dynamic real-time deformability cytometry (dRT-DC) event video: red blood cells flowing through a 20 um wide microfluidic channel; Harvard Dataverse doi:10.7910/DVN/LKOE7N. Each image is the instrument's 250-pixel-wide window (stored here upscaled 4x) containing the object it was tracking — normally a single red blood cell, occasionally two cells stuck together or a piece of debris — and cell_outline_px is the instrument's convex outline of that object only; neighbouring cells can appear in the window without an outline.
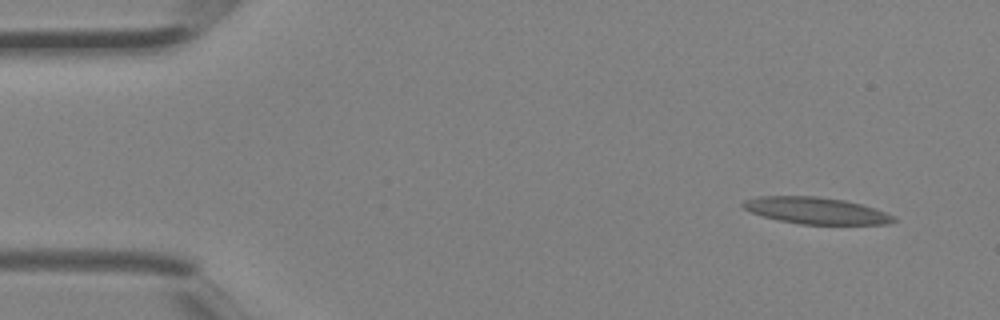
{"species": "Egyptian fruit bat (a non-hibernating species)", "species_latin": "Rousettus aegyptiacus", "temperature_condition": "room temperature", "stored_images_in_passage": 3, "camera_frame_rate_fps": 3000, "um_per_image_px": 0.085, "animal": {"sex": "female"}, "frame": {"image": 1, "passage_image": 1, "time_ms": 0.0, "image_size_px": [1000, 320], "cell_outline_px": [[896, 220], [888, 224], [800, 224], [780, 220], [764, 216], [752, 212], [744, 208], [740, 204], [744, 200], [760, 196], [816, 196], [844, 200], [876, 208], [896, 216]], "centroid_in_image_um": [69.39, 17.9], "position_along_channel_um": 15.6, "area_um2": 23.29}}
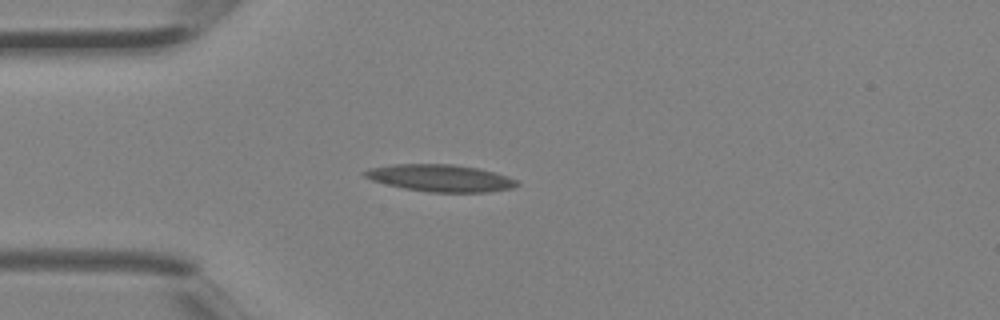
{"frame": {"image": 2, "passage_image": 3, "time_ms": 0.667, "image_size_px": [1000, 320], "cell_outline_px": [[520, 184], [512, 188], [488, 192], [428, 192], [404, 188], [372, 180], [364, 176], [360, 172], [368, 168], [392, 164], [452, 164], [480, 168], [496, 172], [508, 176], [516, 180]], "centroid_in_image_um": [37.44, 15.12], "position_along_channel_um": 47.6, "area_um2": 24.16}}